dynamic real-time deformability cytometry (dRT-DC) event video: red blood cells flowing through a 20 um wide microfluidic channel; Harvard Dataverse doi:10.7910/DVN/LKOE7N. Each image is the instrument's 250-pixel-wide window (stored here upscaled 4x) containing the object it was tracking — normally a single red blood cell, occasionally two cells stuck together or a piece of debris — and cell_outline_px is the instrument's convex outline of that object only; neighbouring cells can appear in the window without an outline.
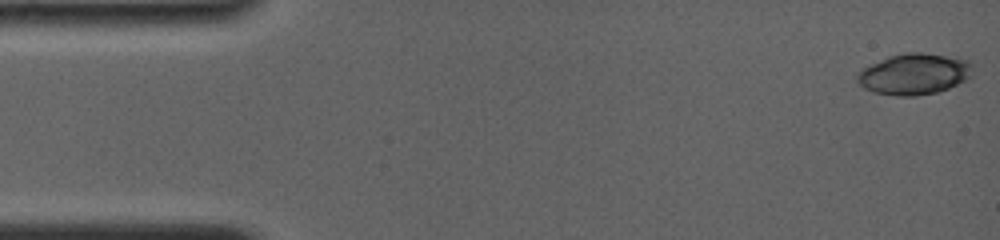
{"species": "common noctule bat (a hibernating species)", "species_latin": "Nyctalus noctula", "temperature_condition": "room temperature", "stored_images_in_passage": 18, "camera_frame_rate_fps": 4000, "um_per_image_px": 0.085, "animal": {"sex": "female", "body_mass_g": 19.0, "forearm_length_mm": 56.7}, "frame": {"image": 1, "passage_image": 1, "time_ms": 0.0, "image_size_px": [1000, 240], "cell_outline_px": [[972, 76], [948, 88], [936, 92], [916, 96], [896, 96], [872, 92], [864, 88], [856, 80], [856, 76], [864, 68], [888, 56], [904, 52], [924, 52], [968, 60], [972, 64]], "centroid_in_image_um": [77.7, 6.29], "position_along_channel_um": 7.3, "area_um2": 27.57}}
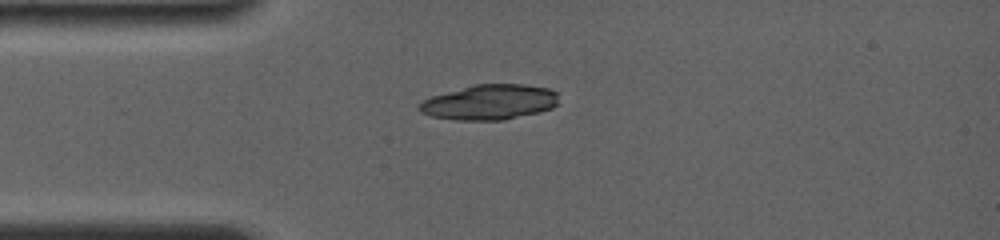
{"frame": {"image": 2, "passage_image": 16, "time_ms": 3.75, "image_size_px": [1000, 240], "cell_outline_px": [[556, 104], [552, 108], [540, 112], [504, 120], [456, 120], [432, 116], [420, 112], [416, 108], [424, 100], [432, 96], [472, 84], [524, 84], [548, 88], [556, 92]], "centroid_in_image_um": [41.6, 8.68], "position_along_channel_um": 43.4, "area_um2": 28.55}}